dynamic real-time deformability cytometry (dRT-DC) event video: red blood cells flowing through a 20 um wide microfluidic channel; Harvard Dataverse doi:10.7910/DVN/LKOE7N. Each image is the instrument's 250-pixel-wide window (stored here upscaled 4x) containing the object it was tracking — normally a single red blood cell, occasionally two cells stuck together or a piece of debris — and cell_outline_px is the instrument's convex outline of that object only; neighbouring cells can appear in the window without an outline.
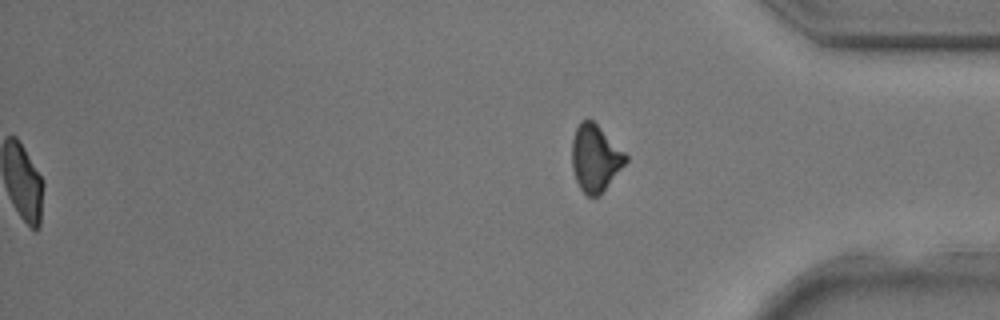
{"species": "common noctule bat (a hibernating species)", "species_latin": "Nyctalus noctula", "temperature_condition": "room temperature", "stored_images_in_passage": 35, "segment_of_instrument_passage": [2, 2], "camera_frame_rate_fps": 3000, "um_per_image_px": 0.085, "animal": {"sex": "male", "body_mass_g": 17.9, "forearm_length_mm": 54.2}, "frame": {"image": 1, "passage_image": 35, "time_ms": 11.333, "image_size_px": [1000, 320], "cell_outline_px": [[628, 160], [600, 196], [588, 196], [580, 188], [576, 180], [572, 168], [572, 140], [576, 128], [580, 120], [588, 116], [628, 156]], "centroid_in_image_um": [50.58, 13.43], "position_along_channel_um": 384.6, "area_um2": 20.87}}